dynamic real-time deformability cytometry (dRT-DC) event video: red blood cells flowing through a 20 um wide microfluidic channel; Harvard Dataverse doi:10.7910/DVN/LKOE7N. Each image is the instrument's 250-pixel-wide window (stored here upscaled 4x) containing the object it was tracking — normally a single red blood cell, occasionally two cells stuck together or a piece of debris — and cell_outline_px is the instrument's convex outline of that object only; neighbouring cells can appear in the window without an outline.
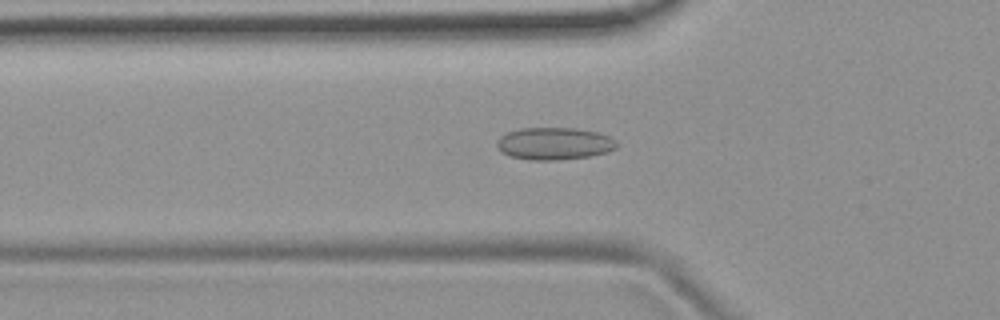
{"species": "common noctule bat (a hibernating species)", "species_latin": "Nyctalus noctula", "temperature_condition": "room temperature", "stored_images_in_passage": 53, "camera_frame_rate_fps": 3000, "um_per_image_px": 0.085, "animal": {"sex": "female", "body_mass_g": 19.9}, "frame": {"image": 1, "passage_image": 17, "time_ms": 5.333, "image_size_px": [1000, 320], "cell_outline_px": [[616, 148], [608, 152], [588, 156], [556, 160], [532, 160], [512, 156], [500, 152], [496, 148], [496, 144], [500, 136], [508, 132], [520, 128], [576, 128], [600, 132], [616, 140]], "centroid_in_image_um": [47.1, 12.19], "position_along_channel_um": 78.7, "area_um2": 22.6}}
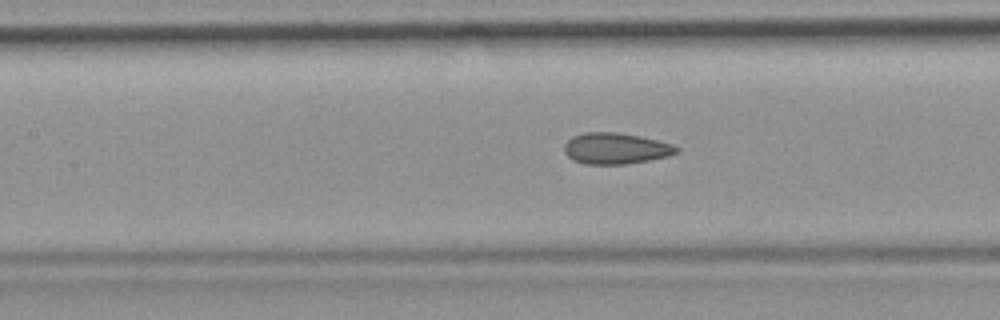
{"frame": {"image": 2, "passage_image": 23, "time_ms": 7.333, "image_size_px": [1000, 320], "cell_outline_px": [[680, 152], [668, 156], [648, 160], [624, 164], [584, 164], [572, 160], [564, 152], [564, 144], [572, 136], [584, 132], [616, 132], [640, 136], [672, 144], [680, 148]], "centroid_in_image_um": [52.32, 12.61], "position_along_channel_um": 155.1, "area_um2": 20.46}}
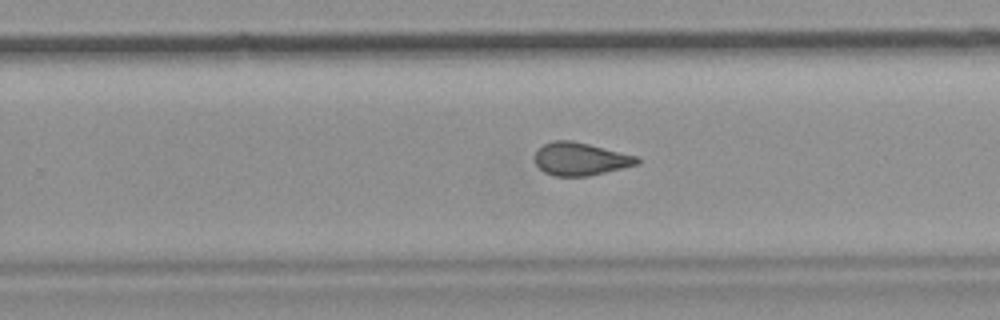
{"frame": {"image": 3, "passage_image": 33, "time_ms": 10.667, "image_size_px": [1000, 320], "cell_outline_px": [[640, 164], [588, 176], [552, 176], [544, 172], [536, 164], [536, 152], [544, 144], [552, 140], [572, 140], [640, 156]], "centroid_in_image_um": [49.38, 13.51], "position_along_channel_um": 280.4, "area_um2": 19.71}, "authors_computed_cell_mechanics": {"area_um2": 20.5768, "velocity_mm_per_s": 3.7897, "shape_relaxation_time_tau1_ms": null, "shape_relaxation_time_tau2_ms": 1.3633, "deformation_change_tau1": null, "deformation_change_tau2": 0.0827}}